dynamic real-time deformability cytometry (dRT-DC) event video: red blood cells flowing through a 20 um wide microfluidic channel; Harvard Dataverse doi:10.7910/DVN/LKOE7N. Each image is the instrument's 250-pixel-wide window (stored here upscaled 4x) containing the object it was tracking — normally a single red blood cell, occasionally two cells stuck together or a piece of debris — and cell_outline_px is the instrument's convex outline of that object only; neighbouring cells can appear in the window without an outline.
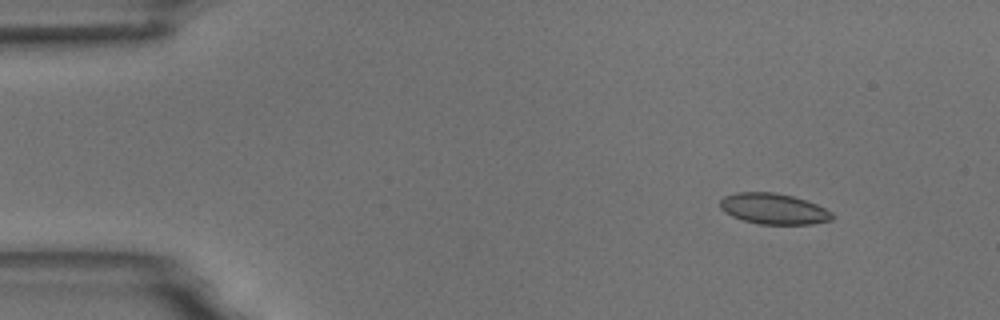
{"species": "common noctule bat (a hibernating species)", "species_latin": "Nyctalus noctula", "temperature_condition": "room temperature", "stored_images_in_passage": 9, "camera_frame_rate_fps": 3000, "um_per_image_px": 0.085, "animal": {"sex": "male", "body_mass_g": 18.8}, "frame": {"image": 1, "passage_image": 2, "time_ms": 1.0, "image_size_px": [1000, 320], "cell_outline_px": [[836, 216], [832, 220], [812, 224], [760, 224], [744, 220], [732, 216], [724, 212], [720, 208], [720, 200], [724, 196], [736, 192], [772, 192], [792, 196], [816, 204], [832, 212]], "centroid_in_image_um": [65.76, 17.75], "position_along_channel_um": 19.2, "area_um2": 20.11}}
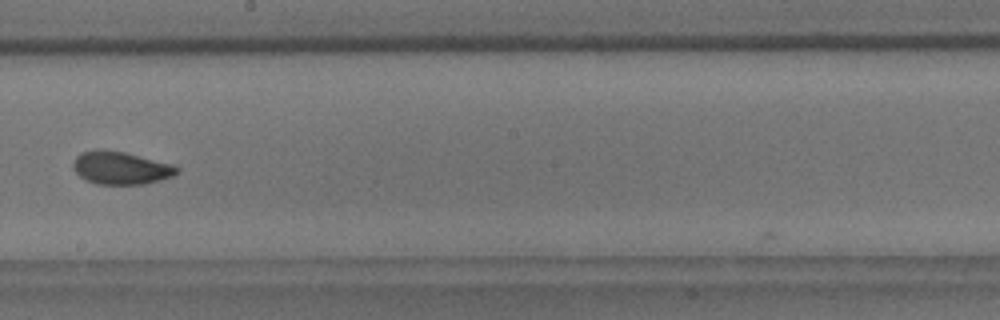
{"frame": {"image": 2, "passage_image": 9, "time_ms": 9.333, "image_size_px": [1000, 320], "cell_outline_px": [[180, 172], [172, 176], [160, 180], [144, 184], [96, 184], [80, 176], [72, 168], [72, 164], [76, 156], [80, 152], [124, 152], [172, 164], [180, 168]], "centroid_in_image_um": [10.31, 14.31], "position_along_channel_um": 237.9, "area_um2": 19.31}}